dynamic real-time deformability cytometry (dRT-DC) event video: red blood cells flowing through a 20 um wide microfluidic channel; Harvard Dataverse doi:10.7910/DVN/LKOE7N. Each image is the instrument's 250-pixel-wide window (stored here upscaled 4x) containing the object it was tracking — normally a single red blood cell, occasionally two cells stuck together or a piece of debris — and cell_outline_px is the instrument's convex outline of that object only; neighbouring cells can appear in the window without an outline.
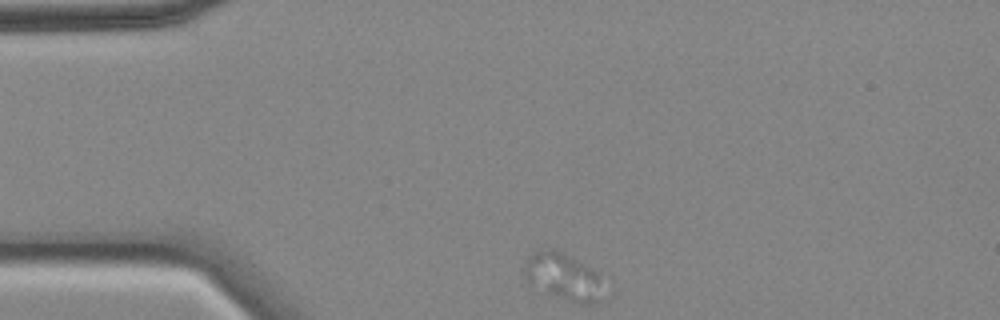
{"species": "common noctule bat (a hibernating species)", "species_latin": "Nyctalus noctula", "temperature_condition": "cold", "stored_images_in_passage": 49, "camera_frame_rate_fps": 3000, "um_per_image_px": 0.085, "animal": {"sex": "female", "body_mass_g": 18.4}, "frame": {"image": 1, "passage_image": 1, "time_ms": 0.0, "image_size_px": [1000, 320], "cell_outline_px": [[600, 272], [596, 300], [592, 304], [580, 304], [532, 288], [524, 280], [524, 268], [528, 256], [540, 248], [556, 248]], "centroid_in_image_um": [47.75, 23.46], "position_along_channel_um": 37.3, "area_um2": 21.68}}
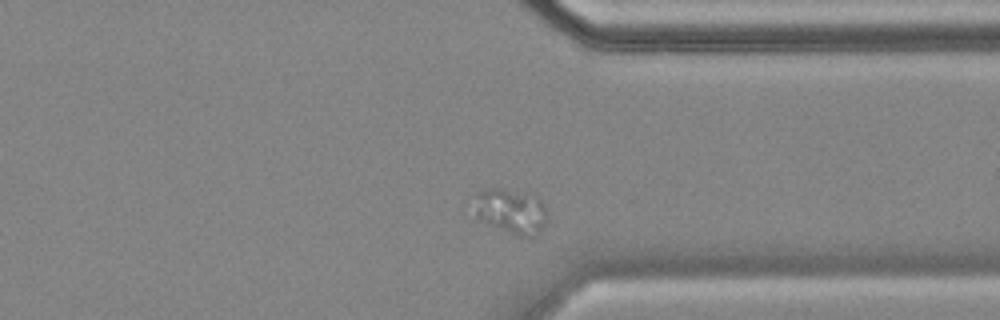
{"frame": {"image": 2, "passage_image": 35, "time_ms": 11.333, "image_size_px": [1000, 320], "cell_outline_px": [[548, 216], [540, 232], [524, 236], [520, 236], [476, 216], [464, 208], [464, 200], [468, 196], [476, 192], [488, 188], [504, 188], [540, 200], [544, 204]], "centroid_in_image_um": [43.2, 17.87], "position_along_channel_um": 368.2, "area_um2": 19.54}}
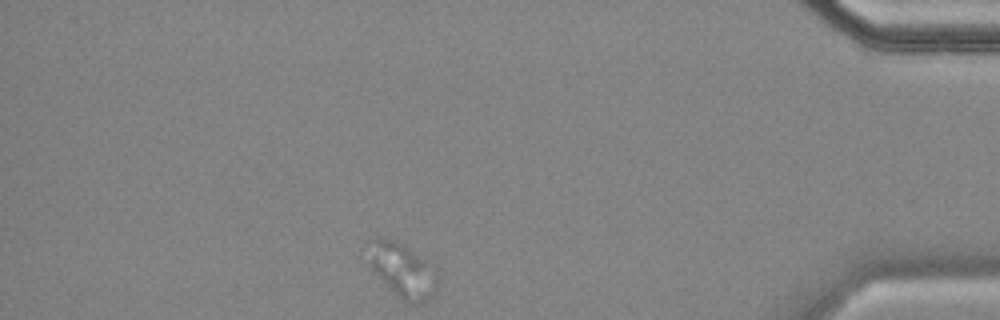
{"frame": {"image": 3, "passage_image": 42, "time_ms": 13.667, "image_size_px": [1000, 320], "cell_outline_px": [[436, 292], [428, 300], [404, 304], [368, 268], [368, 264], [376, 240], [396, 240], [432, 260], [436, 272]], "centroid_in_image_um": [34.3, 23.04], "position_along_channel_um": 400.9, "area_um2": 21.91}}